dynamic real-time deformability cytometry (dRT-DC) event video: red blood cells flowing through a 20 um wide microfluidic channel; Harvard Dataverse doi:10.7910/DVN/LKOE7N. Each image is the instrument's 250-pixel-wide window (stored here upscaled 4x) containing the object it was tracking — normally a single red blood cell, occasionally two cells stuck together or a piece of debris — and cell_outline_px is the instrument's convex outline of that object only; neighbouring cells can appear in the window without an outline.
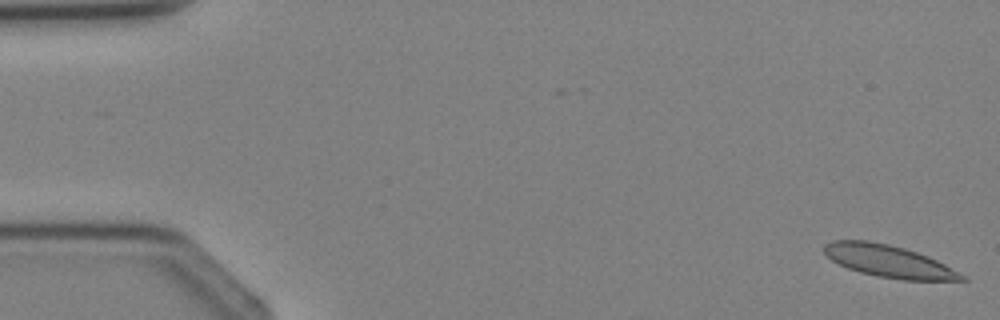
{"species": "Egyptian fruit bat (a non-hibernating species)", "species_latin": "Rousettus aegyptiacus", "temperature_condition": "cold", "stored_images_in_passage": 3, "camera_frame_rate_fps": 3000, "um_per_image_px": 0.085, "animal": {"sex": "female"}, "frame": {"image": 1, "passage_image": 1, "time_ms": 0.0, "image_size_px": [1000, 320], "cell_outline_px": [[968, 280], [900, 280], [876, 276], [860, 272], [848, 268], [832, 260], [824, 252], [824, 244], [832, 240], [868, 240], [888, 244], [904, 248], [928, 256], [968, 276]], "centroid_in_image_um": [75.56, 22.2], "position_along_channel_um": 9.4, "area_um2": 25.78}}
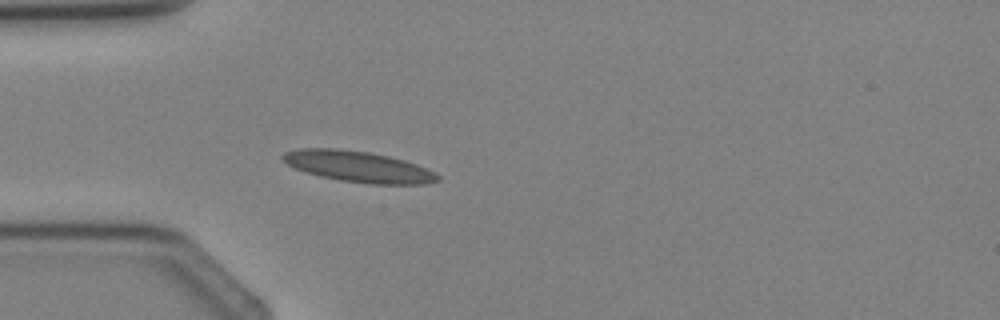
{"frame": {"image": 2, "passage_image": 3, "time_ms": 3.333, "image_size_px": [1000, 320], "cell_outline_px": [[440, 180], [424, 184], [372, 184], [340, 180], [320, 176], [296, 168], [288, 164], [280, 156], [284, 152], [300, 148], [336, 148], [368, 152], [388, 156], [404, 160], [416, 164], [440, 176]], "centroid_in_image_um": [30.44, 14.15], "position_along_channel_um": 54.6, "area_um2": 27.63}}